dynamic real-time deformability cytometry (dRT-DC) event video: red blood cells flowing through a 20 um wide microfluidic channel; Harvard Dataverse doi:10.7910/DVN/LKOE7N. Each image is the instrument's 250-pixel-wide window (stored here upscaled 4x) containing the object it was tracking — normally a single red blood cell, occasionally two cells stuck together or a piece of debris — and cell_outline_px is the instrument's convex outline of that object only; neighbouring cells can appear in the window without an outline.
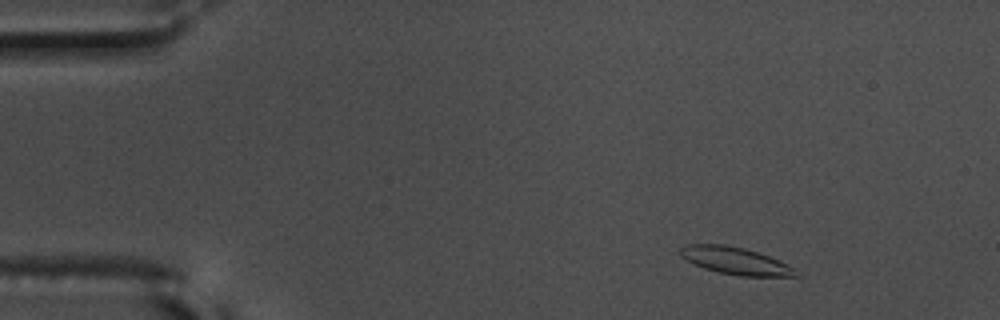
{"species": "common noctule bat (a hibernating species)", "species_latin": "Nyctalus noctula", "temperature_condition": "warm", "stored_images_in_passage": 54, "camera_frame_rate_fps": 3000, "um_per_image_px": 0.085, "animal": {"sex": "male", "body_mass_g": 17.5, "forearm_length_mm": 52.3}, "frame": {"image": 1, "passage_image": 5, "time_ms": 1.333, "image_size_px": [1000, 320], "cell_outline_px": [[800, 276], [740, 276], [720, 272], [704, 268], [680, 256], [680, 248], [684, 244], [724, 244], [744, 248], [768, 256], [796, 268]], "centroid_in_image_um": [62.52, 22.16], "position_along_channel_um": 22.5, "area_um2": 18.15}}
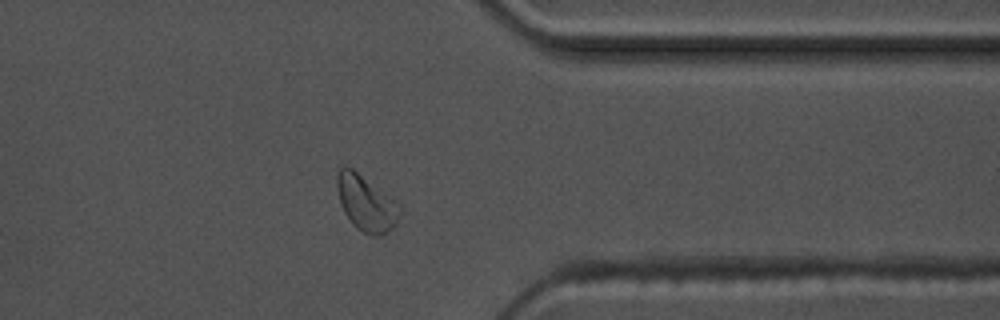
{"frame": {"image": 2, "passage_image": 43, "time_ms": 14.0, "image_size_px": [1000, 320], "cell_outline_px": [[400, 212], [396, 224], [392, 228], [380, 236], [372, 236], [356, 228], [352, 224], [344, 212], [340, 204], [336, 188], [336, 176], [340, 168], [344, 164], [352, 168], [396, 200], [400, 204]], "centroid_in_image_um": [31.1, 17.25], "position_along_channel_um": 380.3, "area_um2": 20.52}}
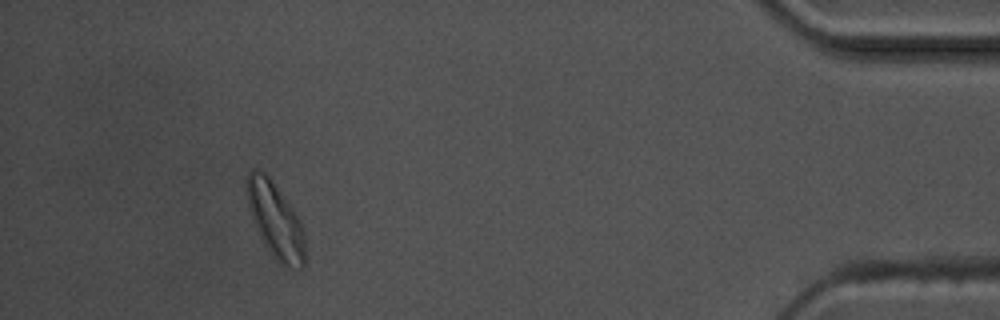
{"frame": {"image": 3, "passage_image": 50, "time_ms": 16.333, "image_size_px": [1000, 320], "cell_outline_px": [[304, 268], [300, 268], [284, 264], [264, 244], [252, 216], [248, 204], [244, 188], [244, 184], [248, 172], [252, 168], [256, 168], [264, 172], [268, 176], [292, 208], [300, 220], [304, 232]], "centroid_in_image_um": [23.38, 18.62], "position_along_channel_um": 411.8, "area_um2": 24.91}, "authors_computed_cell_mechanics": {"area_um2": 18.2359, "velocity_mm_per_s": 3.5801, "shape_relaxation_time_tau1_ms": 5.085, "shape_relaxation_time_tau2_ms": 2.3403, "deformation_change_tau1": 0.1357, "deformation_change_tau2": 0.0659}}